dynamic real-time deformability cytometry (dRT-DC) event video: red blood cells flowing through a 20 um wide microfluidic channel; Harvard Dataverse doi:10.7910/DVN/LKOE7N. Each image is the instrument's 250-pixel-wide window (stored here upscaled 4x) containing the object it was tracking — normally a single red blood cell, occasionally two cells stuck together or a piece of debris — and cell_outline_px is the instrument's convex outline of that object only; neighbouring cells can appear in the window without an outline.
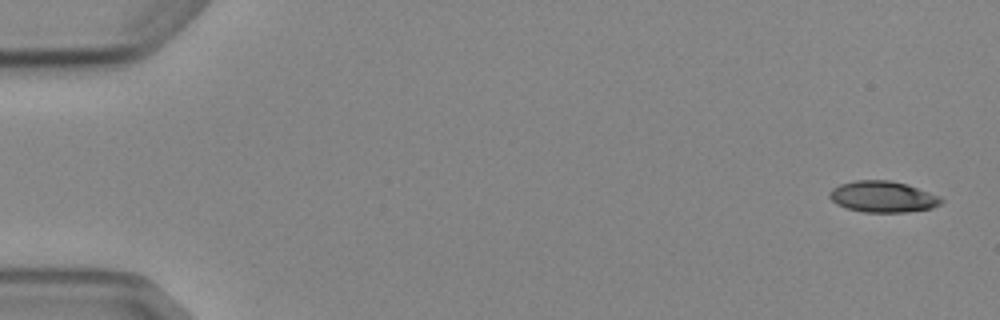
{"species": "Egyptian fruit bat (a non-hibernating species)", "species_latin": "Rousettus aegyptiacus", "temperature_condition": "cold", "stored_images_in_passage": 4, "camera_frame_rate_fps": 3000, "um_per_image_px": 0.085, "animal": {"sex": "female"}, "frame": {"image": 1, "passage_image": 1, "time_ms": 0.0, "image_size_px": [1000, 320], "cell_outline_px": [[944, 200], [940, 204], [932, 208], [908, 212], [864, 212], [848, 208], [836, 204], [828, 196], [828, 192], [832, 188], [840, 184], [856, 180], [888, 180], [904, 184], [940, 196]], "centroid_in_image_um": [75.01, 16.73], "position_along_channel_um": 10.0, "area_um2": 20.17}}
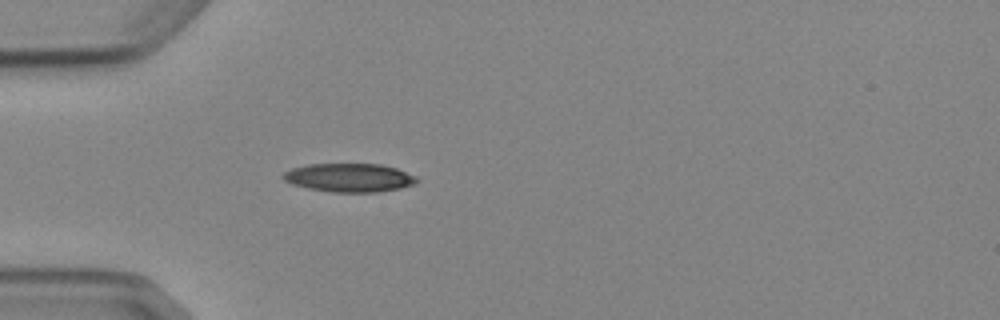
{"frame": {"image": 2, "passage_image": 4, "time_ms": 4.667, "image_size_px": [1000, 320], "cell_outline_px": [[416, 180], [412, 184], [400, 188], [376, 192], [332, 192], [308, 188], [292, 184], [284, 180], [280, 176], [284, 172], [292, 168], [308, 164], [380, 164], [396, 168], [416, 176]], "centroid_in_image_um": [29.64, 15.09], "position_along_channel_um": 55.4, "area_um2": 22.08}}